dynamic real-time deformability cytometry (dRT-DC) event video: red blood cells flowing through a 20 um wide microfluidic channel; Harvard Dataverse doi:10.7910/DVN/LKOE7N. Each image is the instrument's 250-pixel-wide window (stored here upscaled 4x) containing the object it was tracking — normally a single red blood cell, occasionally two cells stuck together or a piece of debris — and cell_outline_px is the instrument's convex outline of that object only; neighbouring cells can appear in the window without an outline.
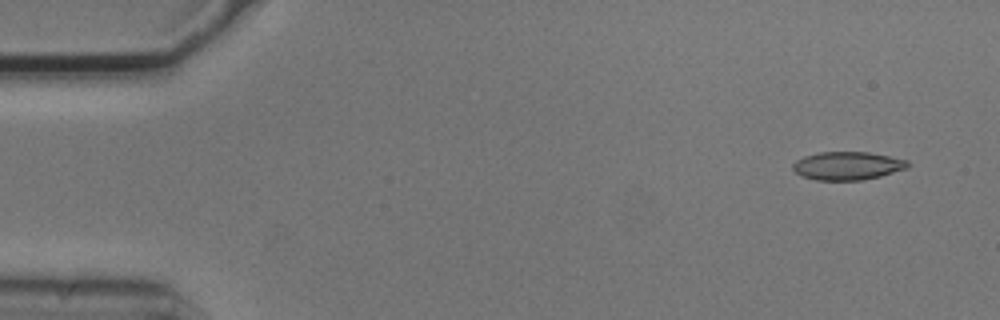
{"species": "common noctule bat (a hibernating species)", "species_latin": "Nyctalus noctula", "temperature_condition": "cold", "stored_images_in_passage": 5, "camera_frame_rate_fps": 3000, "um_per_image_px": 0.085, "animal": {"sex": "male", "body_mass_g": 20.5, "forearm_length_mm": 52.5}, "frame": {"image": 1, "passage_image": 1, "time_ms": 0.0, "image_size_px": [1000, 320], "cell_outline_px": [[908, 168], [880, 176], [864, 180], [816, 180], [800, 176], [792, 168], [792, 164], [796, 160], [804, 156], [820, 152], [868, 152], [908, 160]], "centroid_in_image_um": [72.01, 14.09], "position_along_channel_um": 13.0, "area_um2": 18.9}}
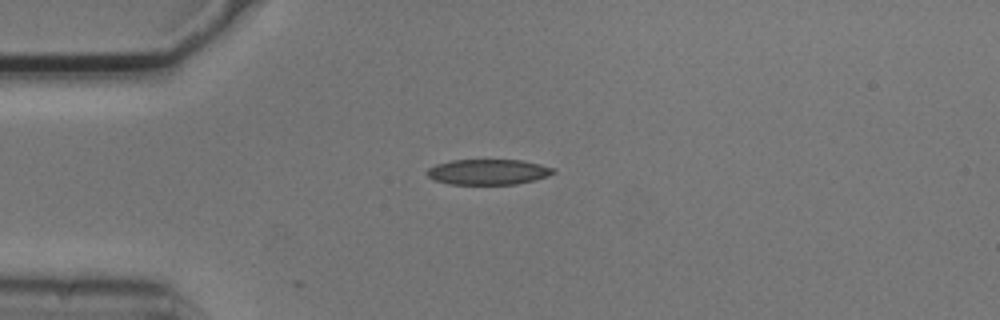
{"frame": {"image": 2, "passage_image": 4, "time_ms": 1.0, "image_size_px": [1000, 320], "cell_outline_px": [[556, 172], [548, 176], [536, 180], [516, 184], [448, 184], [432, 180], [424, 172], [428, 168], [436, 164], [452, 160], [520, 160], [540, 164], [556, 168]], "centroid_in_image_um": [41.48, 14.62], "position_along_channel_um": 43.5, "area_um2": 18.96}}